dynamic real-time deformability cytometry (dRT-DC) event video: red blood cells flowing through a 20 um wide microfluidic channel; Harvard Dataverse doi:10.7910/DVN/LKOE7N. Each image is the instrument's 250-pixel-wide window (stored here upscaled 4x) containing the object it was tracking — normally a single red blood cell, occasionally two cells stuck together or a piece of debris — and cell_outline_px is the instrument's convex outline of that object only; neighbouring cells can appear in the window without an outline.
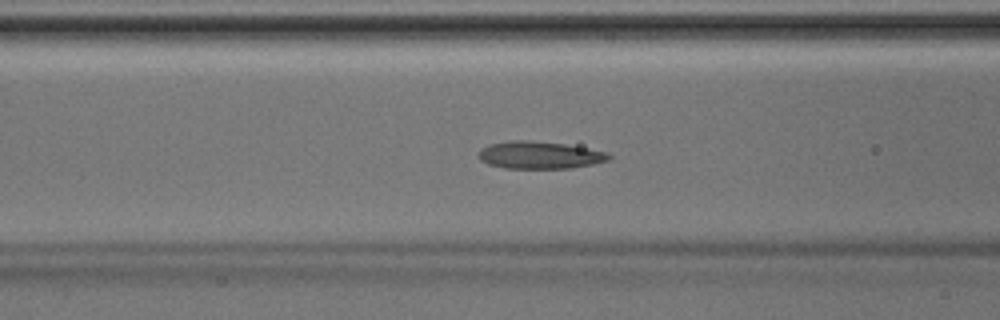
{"species": "Egyptian fruit bat (a non-hibernating species)", "species_latin": "Rousettus aegyptiacus", "temperature_condition": "room temperature", "stored_images_in_passage": 45, "camera_frame_rate_fps": 3000, "um_per_image_px": 0.085, "animal": {"sex": "male"}, "frame": {"image": 1, "passage_image": 18, "time_ms": 5.667, "image_size_px": [1000, 320], "cell_outline_px": [[612, 156], [608, 160], [592, 164], [572, 168], [504, 168], [488, 164], [480, 160], [480, 152], [488, 144], [512, 140], [528, 140], [564, 144], [588, 148], [608, 152]], "centroid_in_image_um": [45.89, 13.18], "position_along_channel_um": 120.7, "area_um2": 20.63}}
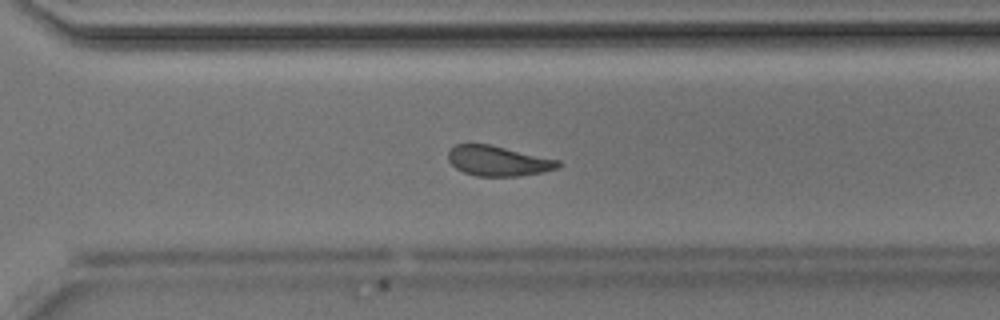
{"frame": {"image": 2, "passage_image": 32, "time_ms": 10.333, "image_size_px": [1000, 320], "cell_outline_px": [[560, 168], [544, 172], [516, 176], [476, 176], [464, 172], [456, 168], [448, 160], [448, 152], [456, 144], [488, 144], [560, 160]], "centroid_in_image_um": [42.36, 13.68], "position_along_channel_um": 328.2, "area_um2": 19.19}}
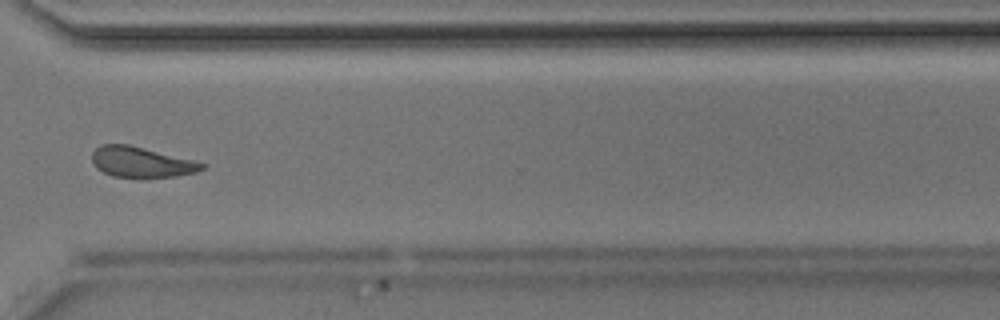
{"frame": {"image": 3, "passage_image": 34, "time_ms": 11.0, "image_size_px": [1000, 320], "cell_outline_px": [[204, 168], [196, 172], [176, 176], [112, 176], [96, 168], [92, 160], [92, 152], [100, 144], [128, 144], [192, 160], [204, 164]], "centroid_in_image_um": [11.95, 13.76], "position_along_channel_um": 358.6, "area_um2": 18.96}}